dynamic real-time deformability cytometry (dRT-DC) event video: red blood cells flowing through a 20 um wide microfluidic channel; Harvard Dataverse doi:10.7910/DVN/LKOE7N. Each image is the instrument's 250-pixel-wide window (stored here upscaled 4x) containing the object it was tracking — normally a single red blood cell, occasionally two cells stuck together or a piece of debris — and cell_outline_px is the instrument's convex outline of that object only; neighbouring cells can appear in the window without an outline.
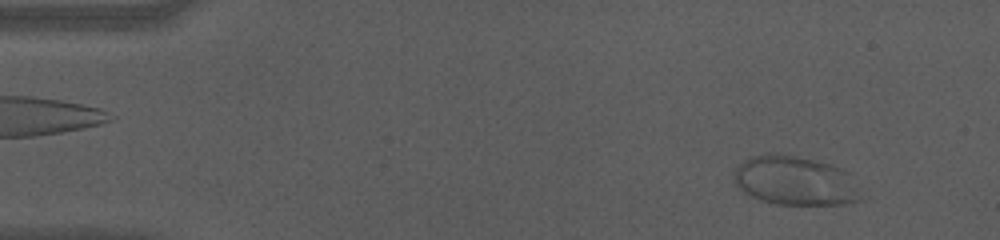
{"species": "human", "species_latin": "Homo sapiens", "temperature_condition": "cold", "stored_images_in_passage": 50, "camera_frame_rate_fps": 3000, "um_per_image_px": 0.085, "donor": {"sex": "male"}, "frame": {"image": 1, "passage_image": 5, "time_ms": 1.333, "image_size_px": [1000, 240], "cell_outline_px": [[864, 200], [844, 204], [776, 204], [760, 200], [736, 188], [732, 184], [732, 172], [744, 160], [752, 156], [768, 152], [796, 156], [832, 164], [852, 172]], "centroid_in_image_um": [67.6, 15.36], "position_along_channel_um": 17.4, "area_um2": 37.28}}
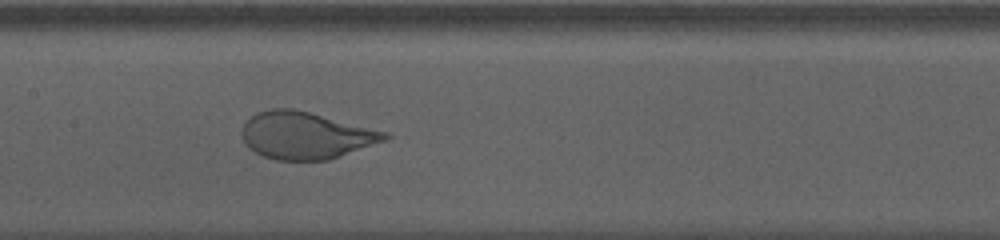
{"frame": {"image": 2, "passage_image": 28, "time_ms": 9.0, "image_size_px": [1000, 240], "cell_outline_px": [[392, 136], [388, 140], [328, 160], [276, 160], [264, 156], [248, 148], [244, 144], [240, 132], [244, 124], [256, 112], [272, 108], [292, 108], [388, 132]], "centroid_in_image_um": [25.98, 11.51], "position_along_channel_um": 181.4, "area_um2": 39.25}}
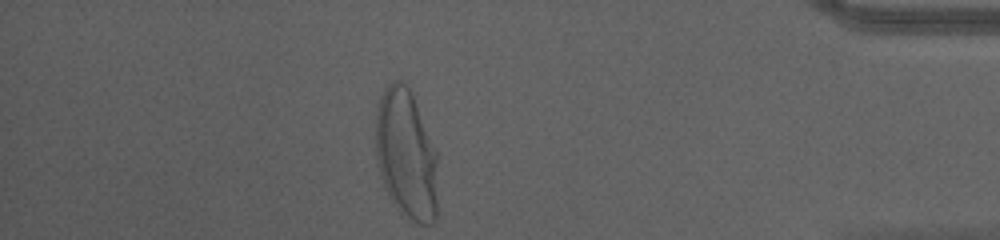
{"frame": {"image": 3, "passage_image": 50, "time_ms": 16.333, "image_size_px": [1000, 240], "cell_outline_px": [[440, 152], [436, 220], [432, 224], [412, 224], [396, 208], [388, 196], [380, 172], [376, 156], [376, 112], [380, 96], [384, 88], [392, 80], [400, 80], [412, 92]], "centroid_in_image_um": [34.6, 13.15], "position_along_channel_um": 400.6, "area_um2": 48.9}, "authors_computed_cell_mechanics": {"area_um2": 39.4196, "velocity_mm_per_s": 3.5199, "shape_relaxation_time_tau1_ms": 4.6227, "shape_relaxation_time_tau2_ms": 6.6651, "deformation_change_tau1": 0.2033, "deformation_change_tau2": null}}